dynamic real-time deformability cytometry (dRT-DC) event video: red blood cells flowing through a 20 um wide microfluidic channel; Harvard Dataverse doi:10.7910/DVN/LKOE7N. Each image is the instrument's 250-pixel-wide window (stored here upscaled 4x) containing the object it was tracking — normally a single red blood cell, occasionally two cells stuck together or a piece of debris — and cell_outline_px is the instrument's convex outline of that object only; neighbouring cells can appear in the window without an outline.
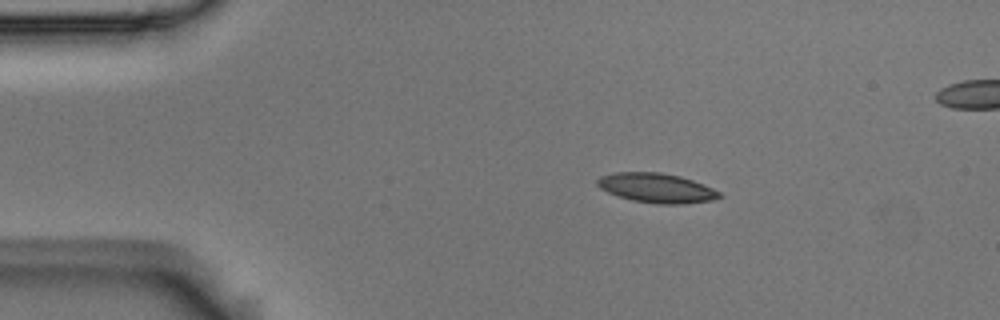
{"species": "Egyptian fruit bat (a non-hibernating species)", "species_latin": "Rousettus aegyptiacus", "temperature_condition": "room temperature", "stored_images_in_passage": 47, "camera_frame_rate_fps": 3000, "um_per_image_px": 0.085, "animal": {"sex": "male"}, "frame": {"image": 1, "passage_image": 1, "time_ms": 0.0, "image_size_px": [1000, 320], "cell_outline_px": [[720, 196], [716, 200], [684, 204], [656, 204], [632, 200], [608, 192], [600, 188], [596, 184], [596, 180], [600, 176], [616, 172], [660, 172], [680, 176], [704, 184], [720, 192]], "centroid_in_image_um": [55.82, 15.98], "position_along_channel_um": 29.2, "area_um2": 21.04}}
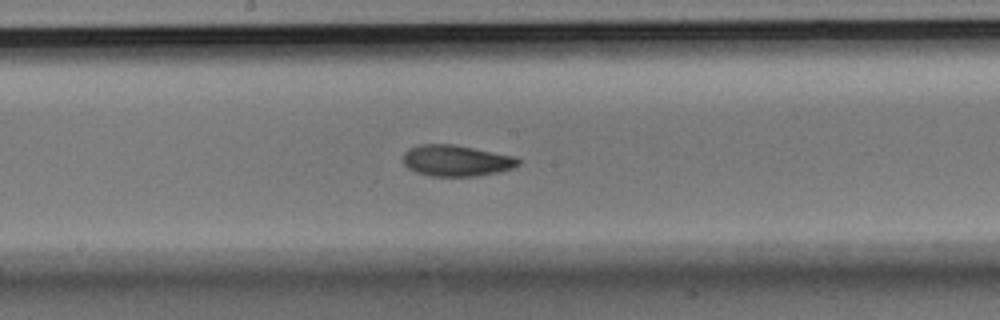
{"frame": {"image": 2, "passage_image": 20, "time_ms": 6.333, "image_size_px": [1000, 320], "cell_outline_px": [[520, 164], [512, 168], [500, 172], [476, 176], [428, 176], [416, 172], [408, 168], [404, 164], [404, 152], [408, 148], [416, 144], [456, 144], [516, 156], [520, 160]], "centroid_in_image_um": [38.79, 13.64], "position_along_channel_um": 209.4, "area_um2": 21.27}}
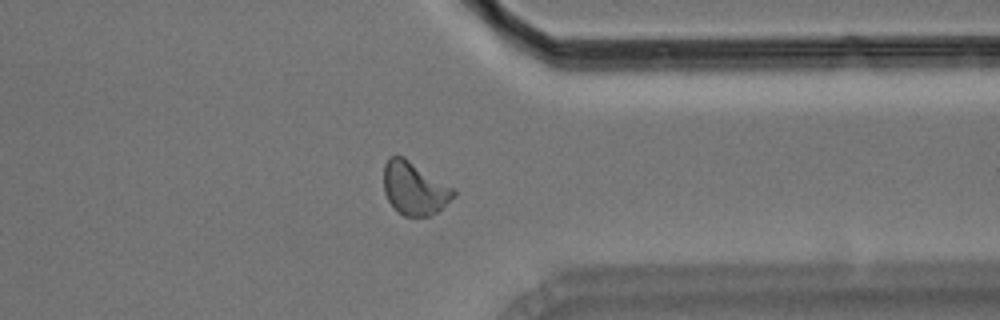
{"frame": {"image": 3, "passage_image": 34, "time_ms": 11.0, "image_size_px": [1000, 320], "cell_outline_px": [[456, 196], [436, 212], [428, 216], [404, 216], [388, 200], [384, 192], [384, 164], [388, 156], [404, 156], [456, 188]], "centroid_in_image_um": [35.25, 15.97], "position_along_channel_um": 376.1, "area_um2": 21.73}, "authors_computed_cell_mechanics": {"area_um2": 21.0392, "velocity_mm_per_s": 3.6706, "shape_relaxation_time_tau1_ms": 6.4793, "shape_relaxation_time_tau2_ms": 4.0231, "deformation_change_tau1": 0.154, "deformation_change_tau2": 0.0862}}